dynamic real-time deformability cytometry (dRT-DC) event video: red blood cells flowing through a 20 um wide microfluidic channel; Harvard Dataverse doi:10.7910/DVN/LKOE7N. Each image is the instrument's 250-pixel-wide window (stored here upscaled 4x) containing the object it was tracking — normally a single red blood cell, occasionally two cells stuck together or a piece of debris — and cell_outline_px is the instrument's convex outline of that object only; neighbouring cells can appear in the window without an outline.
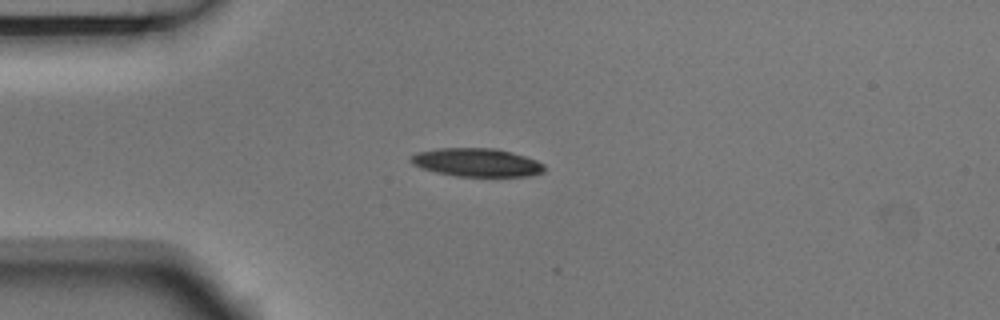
{"species": "Egyptian fruit bat (a non-hibernating species)", "species_latin": "Rousettus aegyptiacus", "temperature_condition": "room temperature", "stored_images_in_passage": 5, "camera_frame_rate_fps": 3000, "um_per_image_px": 0.085, "animal": {"sex": "male"}, "frame": {"image": 1, "passage_image": 3, "time_ms": 0.667, "image_size_px": [1000, 320], "cell_outline_px": [[544, 172], [532, 176], [456, 176], [436, 172], [412, 164], [408, 160], [416, 152], [440, 148], [492, 148], [524, 156], [536, 160], [544, 164]], "centroid_in_image_um": [40.52, 13.81], "position_along_channel_um": 44.5, "area_um2": 21.85}}
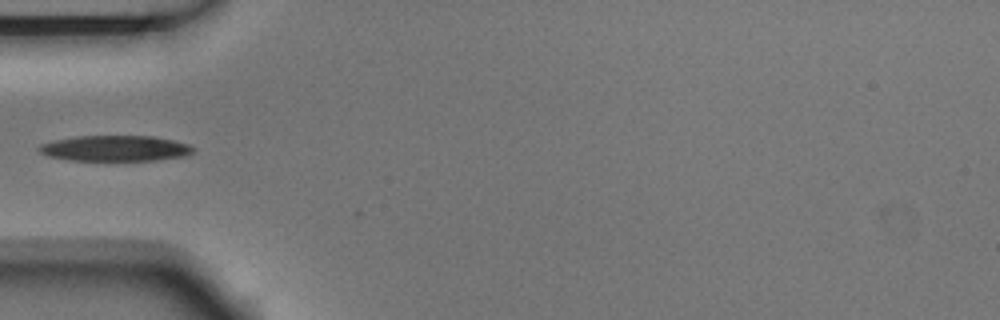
{"frame": {"image": 2, "passage_image": 4, "time_ms": 1.0, "image_size_px": [1000, 320], "cell_outline_px": [[196, 148], [188, 156], [156, 160], [72, 160], [48, 156], [40, 152], [36, 148], [40, 144], [56, 140], [76, 136], [152, 136], [176, 140], [188, 144]], "centroid_in_image_um": [9.84, 12.6], "position_along_channel_um": 75.2, "area_um2": 23.12}}
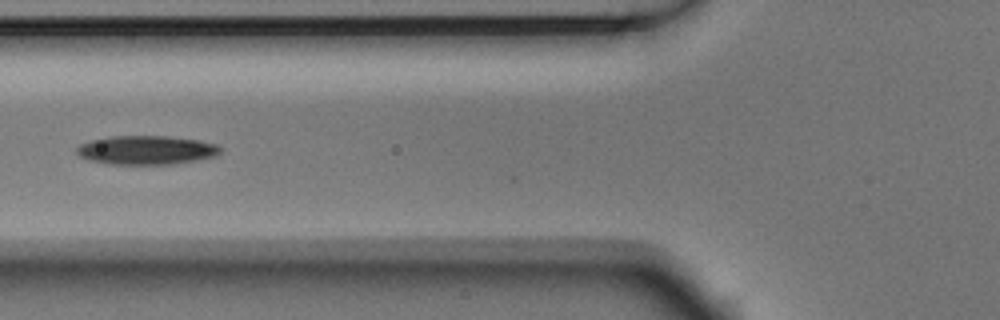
{"frame": {"image": 3, "passage_image": 5, "time_ms": 1.333, "image_size_px": [1000, 320], "cell_outline_px": [[220, 152], [216, 156], [196, 160], [172, 164], [108, 164], [88, 160], [80, 156], [76, 152], [76, 148], [80, 144], [92, 140], [112, 136], [168, 136], [200, 140], [216, 144], [220, 148]], "centroid_in_image_um": [12.43, 12.76], "position_along_channel_um": 113.4, "area_um2": 24.16}}